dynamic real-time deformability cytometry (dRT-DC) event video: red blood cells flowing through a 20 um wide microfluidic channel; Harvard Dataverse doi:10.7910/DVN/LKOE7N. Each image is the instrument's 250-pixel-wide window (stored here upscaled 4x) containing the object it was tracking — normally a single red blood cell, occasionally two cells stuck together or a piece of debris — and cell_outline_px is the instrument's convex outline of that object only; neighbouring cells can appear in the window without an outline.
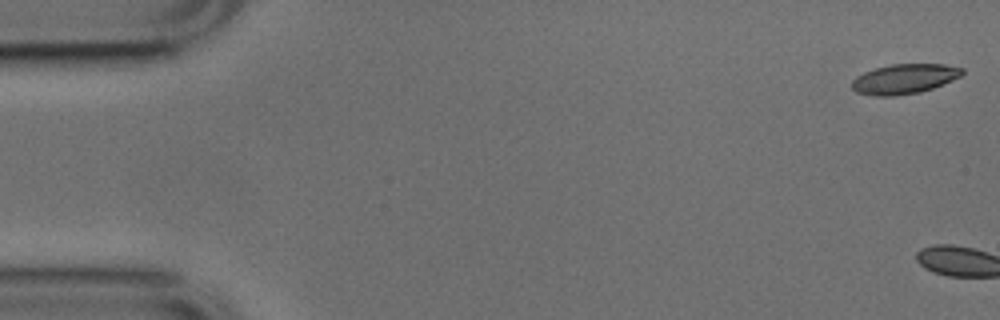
{"species": "common noctule bat (a hibernating species)", "species_latin": "Nyctalus noctula", "temperature_condition": "cold", "stored_images_in_passage": 3, "camera_frame_rate_fps": 3000, "um_per_image_px": 0.085, "animal": {"sex": "male", "body_mass_g": 17.9, "forearm_length_mm": 54.2}, "frame": {"image": 1, "passage_image": 1, "time_ms": 0.0, "image_size_px": [1000, 320], "cell_outline_px": [[964, 72], [960, 76], [952, 80], [932, 88], [920, 92], [892, 96], [872, 96], [856, 92], [852, 88], [852, 80], [856, 76], [864, 72], [876, 68], [892, 64], [944, 64], [964, 68]], "centroid_in_image_um": [76.85, 6.71], "position_along_channel_um": 8.1, "area_um2": 19.13}}